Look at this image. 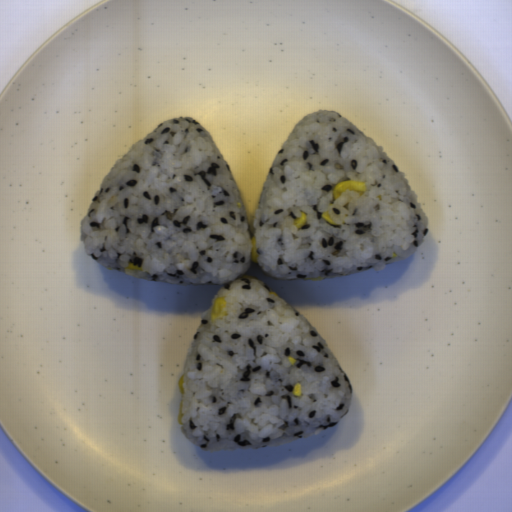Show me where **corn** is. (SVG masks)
<instances>
[{
	"label": "corn",
	"mask_w": 512,
	"mask_h": 512,
	"mask_svg": "<svg viewBox=\"0 0 512 512\" xmlns=\"http://www.w3.org/2000/svg\"><path fill=\"white\" fill-rule=\"evenodd\" d=\"M268 293H270V294H272V295H275V296L279 297V296H278V294H277V293H275L274 291H272L271 289H270V292H268ZM279 298H280V297H279Z\"/></svg>",
	"instance_id": "obj_12"
},
{
	"label": "corn",
	"mask_w": 512,
	"mask_h": 512,
	"mask_svg": "<svg viewBox=\"0 0 512 512\" xmlns=\"http://www.w3.org/2000/svg\"><path fill=\"white\" fill-rule=\"evenodd\" d=\"M322 279H326V278H322V277H318V276H317V277H315V278H313V279H310V280H318V281H319V280H322Z\"/></svg>",
	"instance_id": "obj_11"
},
{
	"label": "corn",
	"mask_w": 512,
	"mask_h": 512,
	"mask_svg": "<svg viewBox=\"0 0 512 512\" xmlns=\"http://www.w3.org/2000/svg\"><path fill=\"white\" fill-rule=\"evenodd\" d=\"M366 187L367 185L365 182H357L354 180L342 181L336 184L332 191L334 200L340 199L344 190L358 191L361 196L366 192Z\"/></svg>",
	"instance_id": "obj_1"
},
{
	"label": "corn",
	"mask_w": 512,
	"mask_h": 512,
	"mask_svg": "<svg viewBox=\"0 0 512 512\" xmlns=\"http://www.w3.org/2000/svg\"><path fill=\"white\" fill-rule=\"evenodd\" d=\"M293 395H302V386L300 383H295V385L292 388Z\"/></svg>",
	"instance_id": "obj_7"
},
{
	"label": "corn",
	"mask_w": 512,
	"mask_h": 512,
	"mask_svg": "<svg viewBox=\"0 0 512 512\" xmlns=\"http://www.w3.org/2000/svg\"><path fill=\"white\" fill-rule=\"evenodd\" d=\"M298 359L294 358V357H288V362L291 363L292 365L296 363Z\"/></svg>",
	"instance_id": "obj_9"
},
{
	"label": "corn",
	"mask_w": 512,
	"mask_h": 512,
	"mask_svg": "<svg viewBox=\"0 0 512 512\" xmlns=\"http://www.w3.org/2000/svg\"><path fill=\"white\" fill-rule=\"evenodd\" d=\"M307 222V214L306 212H303L300 210V217H294L293 224L297 227L299 230L301 227H303Z\"/></svg>",
	"instance_id": "obj_5"
},
{
	"label": "corn",
	"mask_w": 512,
	"mask_h": 512,
	"mask_svg": "<svg viewBox=\"0 0 512 512\" xmlns=\"http://www.w3.org/2000/svg\"><path fill=\"white\" fill-rule=\"evenodd\" d=\"M126 268L137 269V270H139V271H140V270H142L141 266H137V264H136V265H134V264H132L130 261L128 262V264H127Z\"/></svg>",
	"instance_id": "obj_8"
},
{
	"label": "corn",
	"mask_w": 512,
	"mask_h": 512,
	"mask_svg": "<svg viewBox=\"0 0 512 512\" xmlns=\"http://www.w3.org/2000/svg\"><path fill=\"white\" fill-rule=\"evenodd\" d=\"M226 303H227V301H226L224 295L215 297V300H214V303H213V306L211 309V313H210L211 320L214 318H217V317H224L226 315H229V312L225 309Z\"/></svg>",
	"instance_id": "obj_2"
},
{
	"label": "corn",
	"mask_w": 512,
	"mask_h": 512,
	"mask_svg": "<svg viewBox=\"0 0 512 512\" xmlns=\"http://www.w3.org/2000/svg\"><path fill=\"white\" fill-rule=\"evenodd\" d=\"M321 216L330 224L336 226V227H341L339 224H337L330 216L327 212H321Z\"/></svg>",
	"instance_id": "obj_6"
},
{
	"label": "corn",
	"mask_w": 512,
	"mask_h": 512,
	"mask_svg": "<svg viewBox=\"0 0 512 512\" xmlns=\"http://www.w3.org/2000/svg\"><path fill=\"white\" fill-rule=\"evenodd\" d=\"M184 380L185 374L178 378V386L181 389V397H180V406L177 414V423L182 425V411H183V403H184Z\"/></svg>",
	"instance_id": "obj_3"
},
{
	"label": "corn",
	"mask_w": 512,
	"mask_h": 512,
	"mask_svg": "<svg viewBox=\"0 0 512 512\" xmlns=\"http://www.w3.org/2000/svg\"><path fill=\"white\" fill-rule=\"evenodd\" d=\"M241 277L256 278V279H258L256 276L249 275V274H246V273L244 275H242Z\"/></svg>",
	"instance_id": "obj_10"
},
{
	"label": "corn",
	"mask_w": 512,
	"mask_h": 512,
	"mask_svg": "<svg viewBox=\"0 0 512 512\" xmlns=\"http://www.w3.org/2000/svg\"><path fill=\"white\" fill-rule=\"evenodd\" d=\"M250 241H251V252H250L251 261L259 263L258 252H257V239H256L255 235L251 236Z\"/></svg>",
	"instance_id": "obj_4"
}]
</instances>
